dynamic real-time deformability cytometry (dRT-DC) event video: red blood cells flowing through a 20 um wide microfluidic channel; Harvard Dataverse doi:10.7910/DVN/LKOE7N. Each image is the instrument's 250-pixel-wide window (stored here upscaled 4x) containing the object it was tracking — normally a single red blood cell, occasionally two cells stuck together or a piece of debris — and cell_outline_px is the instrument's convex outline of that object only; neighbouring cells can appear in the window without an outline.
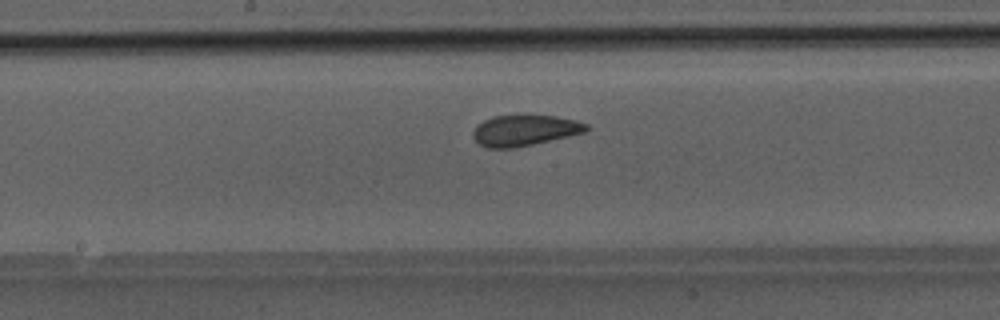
{"species": "Egyptian fruit bat (a non-hibernating species)", "species_latin": "Rousettus aegyptiacus", "temperature_condition": "room temperature", "stored_images_in_passage": 40, "camera_frame_rate_fps": 3000, "um_per_image_px": 0.085, "animal": {"sex": "male"}, "frame": {"image": 1, "passage_image": 18, "time_ms": 5.667, "image_size_px": [1000, 320], "cell_outline_px": [[588, 128], [584, 132], [568, 136], [532, 144], [512, 148], [488, 148], [480, 144], [472, 136], [472, 132], [476, 124], [492, 116], [516, 112], [520, 112], [556, 116], [576, 120], [588, 124]], "centroid_in_image_um": [44.55, 11.02], "position_along_channel_um": 203.7, "area_um2": 21.1}}
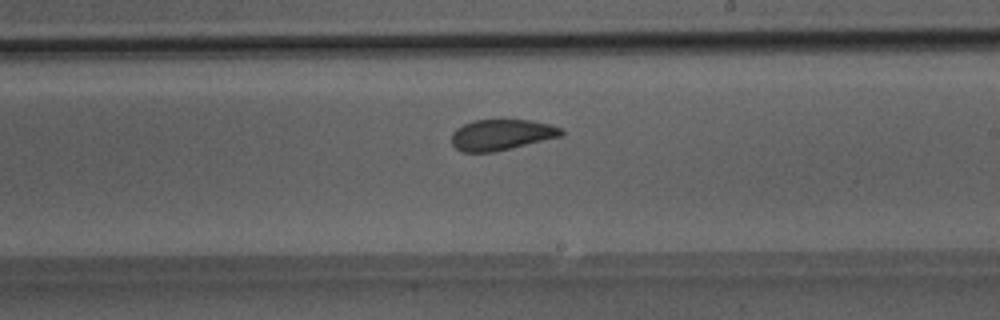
{"frame": {"image": 2, "passage_image": 21, "time_ms": 6.667, "image_size_px": [1000, 320], "cell_outline_px": [[564, 132], [560, 136], [512, 148], [492, 152], [460, 152], [452, 144], [452, 132], [456, 128], [472, 120], [500, 116], [528, 120], [552, 124], [560, 128]], "centroid_in_image_um": [42.59, 11.4], "position_along_channel_um": 246.4, "area_um2": 20.46}}
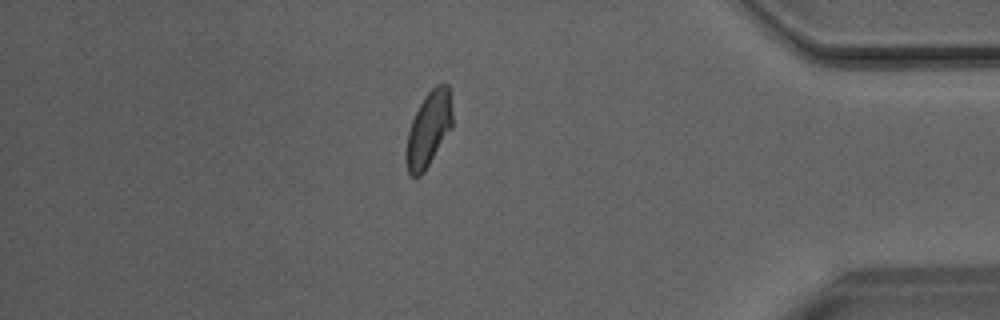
{"frame": {"image": 3, "passage_image": 34, "time_ms": 11.0, "image_size_px": [1000, 320], "cell_outline_px": [[452, 128], [424, 172], [420, 176], [412, 176], [408, 172], [404, 160], [404, 152], [408, 132], [412, 120], [424, 96], [436, 84], [448, 84], [452, 112]], "centroid_in_image_um": [36.41, 11.01], "position_along_channel_um": 398.8, "area_um2": 20.35}}